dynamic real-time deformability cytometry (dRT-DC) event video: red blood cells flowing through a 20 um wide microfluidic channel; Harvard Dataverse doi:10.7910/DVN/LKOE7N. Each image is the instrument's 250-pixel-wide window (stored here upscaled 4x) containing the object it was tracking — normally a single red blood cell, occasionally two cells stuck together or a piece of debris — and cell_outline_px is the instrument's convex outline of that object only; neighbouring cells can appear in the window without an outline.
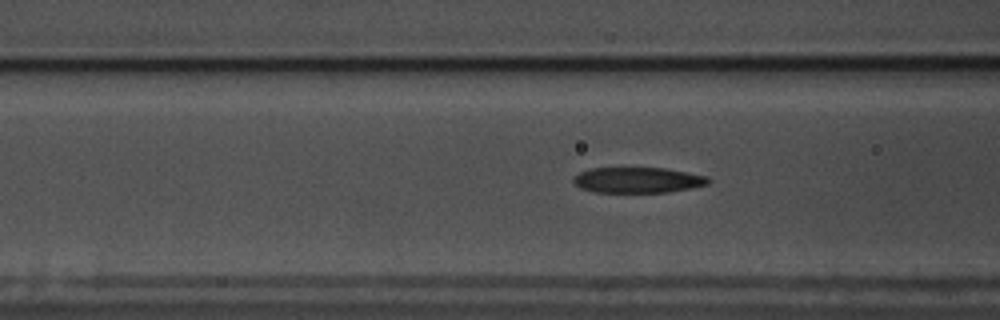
{"species": "common noctule bat (a hibernating species)", "species_latin": "Nyctalus noctula", "temperature_condition": "warm", "stored_images_in_passage": 58, "camera_frame_rate_fps": 3000, "um_per_image_px": 0.085, "animal": {"sex": "male", "body_mass_g": 17.5, "forearm_length_mm": 52.3}, "frame": {"image": 1, "passage_image": 22, "time_ms": 7.0, "image_size_px": [1000, 320], "cell_outline_px": [[708, 180], [704, 184], [684, 188], [660, 192], [600, 192], [584, 188], [576, 184], [576, 176], [584, 172], [596, 168], [660, 168], [704, 176]], "centroid_in_image_um": [54.16, 15.3], "position_along_channel_um": 112.4, "area_um2": 18.73}}
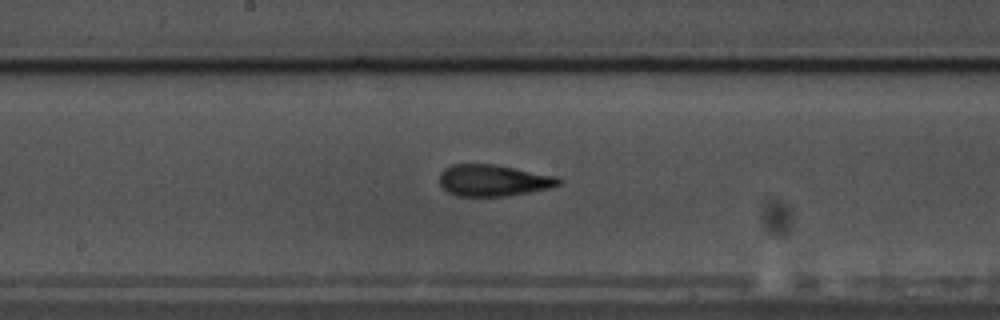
{"frame": {"image": 2, "passage_image": 30, "time_ms": 9.667, "image_size_px": [1000, 320], "cell_outline_px": [[560, 180], [556, 184], [544, 188], [496, 196], [468, 196], [452, 192], [444, 188], [440, 184], [440, 176], [448, 168], [456, 164], [488, 164], [512, 168]], "centroid_in_image_um": [41.76, 15.32], "position_along_channel_um": 206.4, "area_um2": 19.83}}
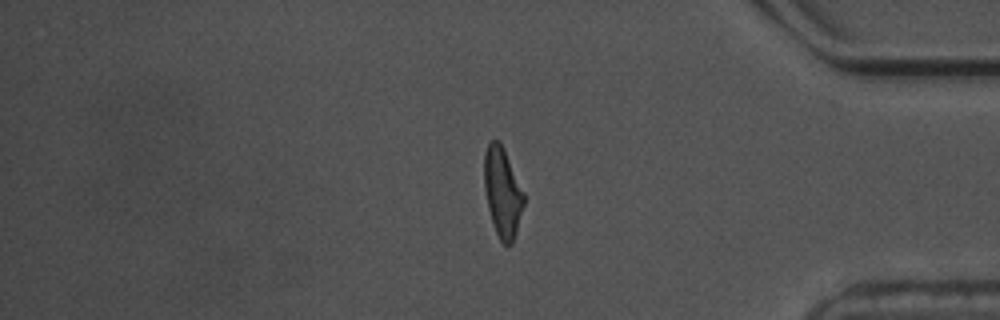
{"frame": {"image": 3, "passage_image": 48, "time_ms": 15.667, "image_size_px": [1000, 320], "cell_outline_px": [[524, 204], [512, 240], [508, 244], [504, 244], [500, 240], [496, 232], [492, 220], [488, 204], [484, 184], [484, 156], [488, 144], [492, 140], [496, 140], [500, 144], [504, 152], [524, 196]], "centroid_in_image_um": [42.68, 16.35], "position_along_channel_um": 392.5, "area_um2": 19.36}, "authors_computed_cell_mechanics": {"area_um2": 18.9584, "velocity_mm_per_s": 3.5324, "shape_relaxation_time_tau1_ms": 6.6176, "shape_relaxation_time_tau2_ms": 2.7535, "deformation_change_tau1": 0.2152, "deformation_change_tau2": 0.1244}}